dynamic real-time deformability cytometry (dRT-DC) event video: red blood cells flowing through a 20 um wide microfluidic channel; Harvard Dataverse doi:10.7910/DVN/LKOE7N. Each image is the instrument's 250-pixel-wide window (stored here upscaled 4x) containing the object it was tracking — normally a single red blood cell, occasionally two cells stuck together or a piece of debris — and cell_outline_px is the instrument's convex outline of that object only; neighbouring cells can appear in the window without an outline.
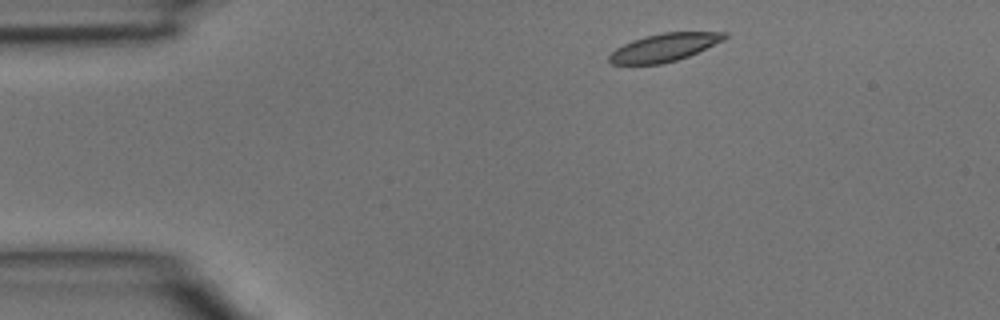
{"species": "common noctule bat (a hibernating species)", "species_latin": "Nyctalus noctula", "temperature_condition": "room temperature", "stored_images_in_passage": 3, "camera_frame_rate_fps": 3000, "um_per_image_px": 0.085, "animal": {"sex": "male", "body_mass_g": 15.6}, "frame": {"image": 1, "passage_image": 1, "time_ms": 0.0, "image_size_px": [1000, 320], "cell_outline_px": [[728, 36], [724, 40], [688, 56], [676, 60], [660, 64], [612, 64], [608, 60], [608, 56], [616, 48], [632, 40], [644, 36], [664, 32], [728, 32]], "centroid_in_image_um": [56.46, 4.02], "position_along_channel_um": 28.5, "area_um2": 18.67}}
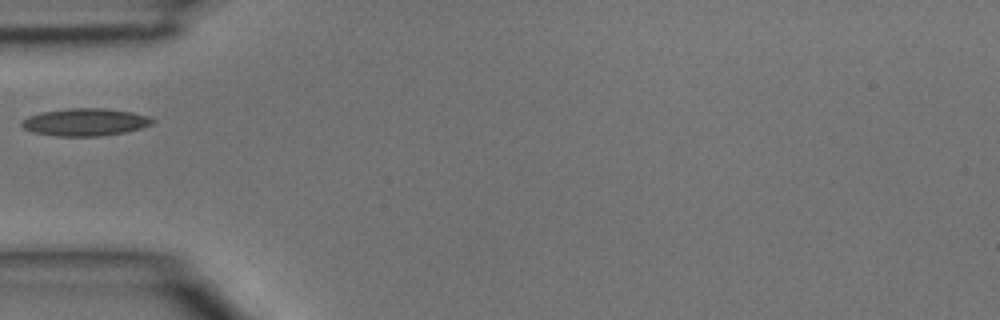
{"frame": {"image": 2, "passage_image": 3, "time_ms": 0.667, "image_size_px": [1000, 320], "cell_outline_px": [[156, 120], [152, 124], [140, 128], [124, 132], [100, 136], [56, 136], [32, 132], [24, 128], [20, 124], [20, 120], [28, 116], [44, 112], [68, 108], [104, 108], [132, 112], [148, 116]], "centroid_in_image_um": [7.22, 10.38], "position_along_channel_um": 77.8, "area_um2": 20.92}}